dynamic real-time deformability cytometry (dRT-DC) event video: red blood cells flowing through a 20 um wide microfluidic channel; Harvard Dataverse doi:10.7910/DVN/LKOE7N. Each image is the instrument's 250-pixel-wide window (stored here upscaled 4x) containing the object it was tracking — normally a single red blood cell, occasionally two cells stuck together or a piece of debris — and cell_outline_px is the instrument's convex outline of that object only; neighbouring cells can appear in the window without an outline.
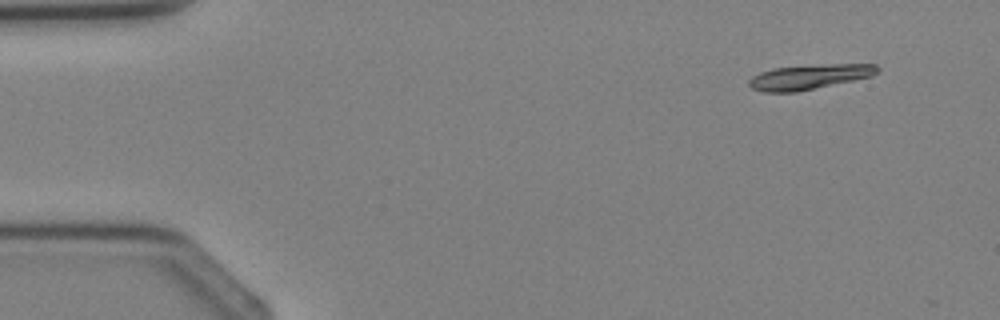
{"species": "Egyptian fruit bat (a non-hibernating species)", "species_latin": "Rousettus aegyptiacus", "temperature_condition": "cold", "stored_images_in_passage": 3, "camera_frame_rate_fps": 3000, "um_per_image_px": 0.085, "animal": {"sex": "female"}, "frame": {"image": 1, "passage_image": 1, "time_ms": 0.0, "image_size_px": [1000, 320], "cell_outline_px": [[880, 72], [872, 76], [796, 92], [764, 92], [752, 88], [748, 84], [748, 80], [752, 76], [760, 72], [772, 68], [832, 64], [876, 64], [880, 68]], "centroid_in_image_um": [68.79, 6.53], "position_along_channel_um": 16.2, "area_um2": 18.5}}
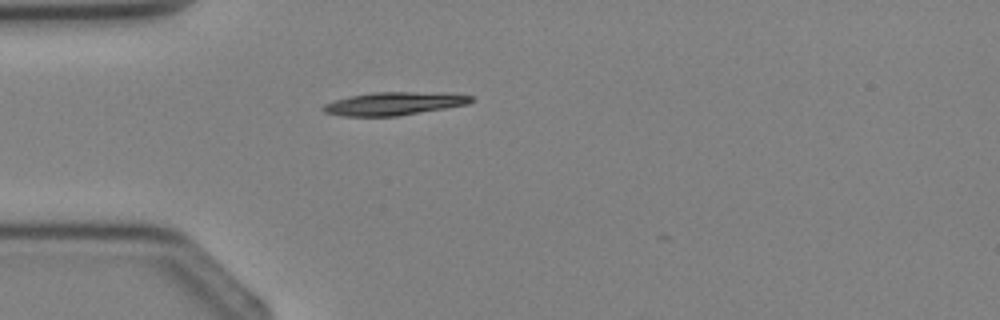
{"frame": {"image": 2, "passage_image": 3, "time_ms": 2.333, "image_size_px": [1000, 320], "cell_outline_px": [[476, 100], [468, 104], [396, 116], [344, 116], [324, 112], [320, 108], [324, 104], [336, 100], [352, 96], [372, 92], [444, 92], [472, 96]], "centroid_in_image_um": [33.53, 8.8], "position_along_channel_um": 51.5, "area_um2": 19.83}}